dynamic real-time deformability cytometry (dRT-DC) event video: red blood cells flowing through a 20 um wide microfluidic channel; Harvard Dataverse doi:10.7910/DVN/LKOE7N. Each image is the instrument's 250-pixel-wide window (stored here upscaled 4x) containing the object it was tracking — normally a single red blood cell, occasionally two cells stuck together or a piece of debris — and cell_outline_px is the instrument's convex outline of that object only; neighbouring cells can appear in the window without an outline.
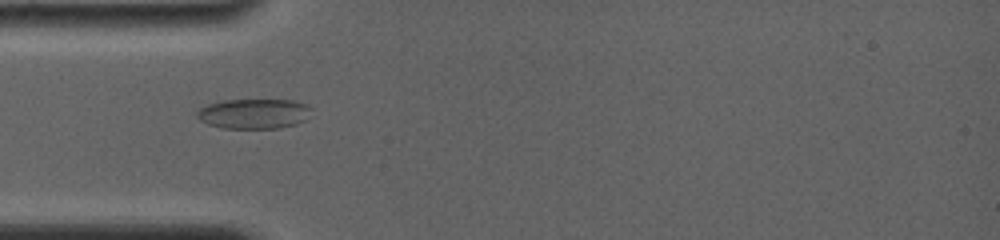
{"species": "common noctule bat (a hibernating species)", "species_latin": "Nyctalus noctula", "temperature_condition": "room temperature", "stored_images_in_passage": 17, "camera_frame_rate_fps": 4000, "um_per_image_px": 0.085, "animal": {"sex": "female", "body_mass_g": 19.0, "forearm_length_mm": 56.7}, "frame": {"image": 1, "passage_image": 1, "time_ms": 0.0, "image_size_px": [1000, 240], "cell_outline_px": [[312, 108], [304, 120], [296, 124], [280, 128], [224, 128], [208, 124], [200, 120], [196, 116], [196, 112], [200, 108], [208, 104], [224, 100], [292, 100], [304, 104]], "centroid_in_image_um": [21.55, 9.66], "position_along_channel_um": 63.5, "area_um2": 19.83}}
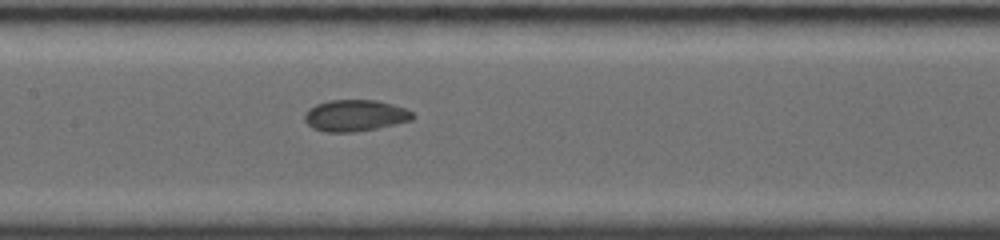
{"frame": {"image": 2, "passage_image": 11, "time_ms": 3.0, "image_size_px": [1000, 240], "cell_outline_px": [[416, 116], [412, 120], [396, 124], [376, 128], [352, 132], [324, 132], [312, 128], [304, 120], [304, 116], [308, 108], [316, 104], [328, 100], [376, 100], [392, 104], [404, 108], [412, 112]], "centroid_in_image_um": [30.17, 9.82], "position_along_channel_um": 177.2, "area_um2": 19.88}}
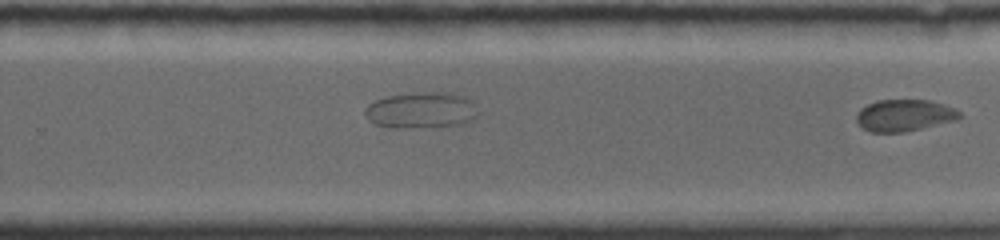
{"frame": {"image": 3, "passage_image": 17, "time_ms": 5.0, "image_size_px": [1000, 240], "cell_outline_px": [[964, 116], [960, 120], [904, 132], [872, 132], [864, 128], [856, 120], [856, 116], [860, 108], [876, 100], [932, 100], [956, 108]], "centroid_in_image_um": [76.95, 9.8], "position_along_channel_um": 252.9, "area_um2": 19.36}}